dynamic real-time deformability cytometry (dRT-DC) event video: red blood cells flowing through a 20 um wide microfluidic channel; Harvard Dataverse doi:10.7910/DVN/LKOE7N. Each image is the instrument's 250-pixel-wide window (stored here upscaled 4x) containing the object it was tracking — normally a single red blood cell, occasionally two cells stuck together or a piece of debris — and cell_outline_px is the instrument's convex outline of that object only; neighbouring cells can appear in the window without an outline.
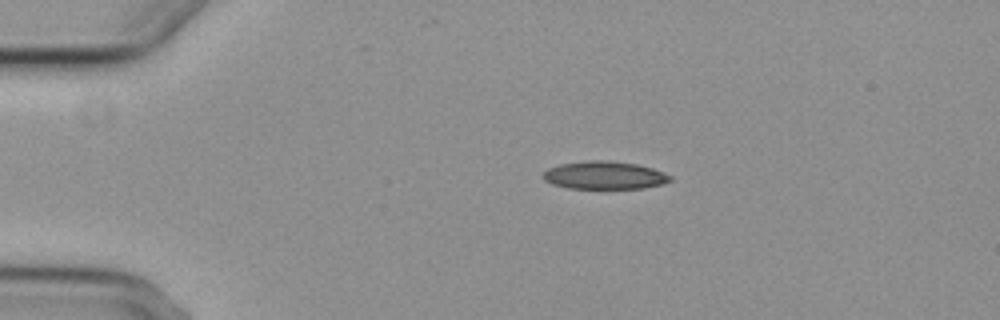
{"species": "common noctule bat (a hibernating species)", "species_latin": "Nyctalus noctula", "temperature_condition": "cold", "stored_images_in_passage": 5, "camera_frame_rate_fps": 3000, "um_per_image_px": 0.085, "animal": {"sex": "female", "body_mass_g": 29.2, "forearm_length_mm": 56.3}, "frame": {"image": 1, "passage_image": 3, "time_ms": 2.333, "image_size_px": [1000, 320], "cell_outline_px": [[672, 180], [660, 184], [644, 188], [568, 188], [552, 184], [544, 180], [544, 172], [548, 168], [560, 164], [588, 160], [608, 160], [636, 164], [652, 168], [664, 172], [672, 176]], "centroid_in_image_um": [51.38, 14.89], "position_along_channel_um": 33.6, "area_um2": 20.58}}
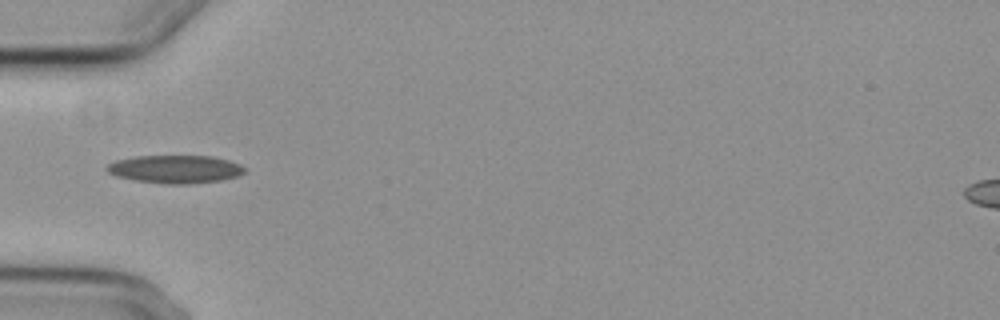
{"frame": {"image": 2, "passage_image": 5, "time_ms": 4.667, "image_size_px": [1000, 320], "cell_outline_px": [[244, 172], [236, 176], [220, 180], [184, 184], [168, 184], [136, 180], [116, 176], [108, 172], [104, 168], [108, 164], [116, 160], [136, 156], [212, 156], [228, 160], [240, 164], [244, 168]], "centroid_in_image_um": [14.86, 14.37], "position_along_channel_um": 70.1, "area_um2": 22.25}}